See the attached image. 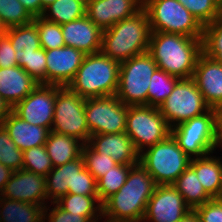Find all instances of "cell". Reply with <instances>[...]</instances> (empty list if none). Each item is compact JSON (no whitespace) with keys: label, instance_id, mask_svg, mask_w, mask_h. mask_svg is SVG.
Masks as SVG:
<instances>
[{"label":"cell","instance_id":"48","mask_svg":"<svg viewBox=\"0 0 222 222\" xmlns=\"http://www.w3.org/2000/svg\"><path fill=\"white\" fill-rule=\"evenodd\" d=\"M177 222H200L198 215L194 210H191L180 221Z\"/></svg>","mask_w":222,"mask_h":222},{"label":"cell","instance_id":"46","mask_svg":"<svg viewBox=\"0 0 222 222\" xmlns=\"http://www.w3.org/2000/svg\"><path fill=\"white\" fill-rule=\"evenodd\" d=\"M12 170L9 167L4 166L0 163V192L3 191L5 184L10 179L12 175Z\"/></svg>","mask_w":222,"mask_h":222},{"label":"cell","instance_id":"2","mask_svg":"<svg viewBox=\"0 0 222 222\" xmlns=\"http://www.w3.org/2000/svg\"><path fill=\"white\" fill-rule=\"evenodd\" d=\"M203 38L180 34L151 32L148 53L157 67L179 79L192 78Z\"/></svg>","mask_w":222,"mask_h":222},{"label":"cell","instance_id":"45","mask_svg":"<svg viewBox=\"0 0 222 222\" xmlns=\"http://www.w3.org/2000/svg\"><path fill=\"white\" fill-rule=\"evenodd\" d=\"M19 1L34 18L41 16V0H19Z\"/></svg>","mask_w":222,"mask_h":222},{"label":"cell","instance_id":"21","mask_svg":"<svg viewBox=\"0 0 222 222\" xmlns=\"http://www.w3.org/2000/svg\"><path fill=\"white\" fill-rule=\"evenodd\" d=\"M39 83L20 66L0 68V96L13 108Z\"/></svg>","mask_w":222,"mask_h":222},{"label":"cell","instance_id":"40","mask_svg":"<svg viewBox=\"0 0 222 222\" xmlns=\"http://www.w3.org/2000/svg\"><path fill=\"white\" fill-rule=\"evenodd\" d=\"M18 66L23 68L39 84H46V50L41 48L34 51V54L22 56Z\"/></svg>","mask_w":222,"mask_h":222},{"label":"cell","instance_id":"11","mask_svg":"<svg viewBox=\"0 0 222 222\" xmlns=\"http://www.w3.org/2000/svg\"><path fill=\"white\" fill-rule=\"evenodd\" d=\"M158 108L171 128L210 109L192 78L180 79Z\"/></svg>","mask_w":222,"mask_h":222},{"label":"cell","instance_id":"4","mask_svg":"<svg viewBox=\"0 0 222 222\" xmlns=\"http://www.w3.org/2000/svg\"><path fill=\"white\" fill-rule=\"evenodd\" d=\"M120 63L101 51L85 55L68 88L88 99L115 96L119 84Z\"/></svg>","mask_w":222,"mask_h":222},{"label":"cell","instance_id":"23","mask_svg":"<svg viewBox=\"0 0 222 222\" xmlns=\"http://www.w3.org/2000/svg\"><path fill=\"white\" fill-rule=\"evenodd\" d=\"M84 167L82 155L64 165L53 167L46 175L47 199L52 198L51 203H56L68 194V190H74L75 177Z\"/></svg>","mask_w":222,"mask_h":222},{"label":"cell","instance_id":"31","mask_svg":"<svg viewBox=\"0 0 222 222\" xmlns=\"http://www.w3.org/2000/svg\"><path fill=\"white\" fill-rule=\"evenodd\" d=\"M133 165L135 164H117L96 181L98 199L101 204L118 192L125 184Z\"/></svg>","mask_w":222,"mask_h":222},{"label":"cell","instance_id":"1","mask_svg":"<svg viewBox=\"0 0 222 222\" xmlns=\"http://www.w3.org/2000/svg\"><path fill=\"white\" fill-rule=\"evenodd\" d=\"M156 186L140 163L133 165L125 184L102 204L103 218L108 216L106 222H142Z\"/></svg>","mask_w":222,"mask_h":222},{"label":"cell","instance_id":"19","mask_svg":"<svg viewBox=\"0 0 222 222\" xmlns=\"http://www.w3.org/2000/svg\"><path fill=\"white\" fill-rule=\"evenodd\" d=\"M65 46L89 55L101 51L102 32L86 15L61 25Z\"/></svg>","mask_w":222,"mask_h":222},{"label":"cell","instance_id":"3","mask_svg":"<svg viewBox=\"0 0 222 222\" xmlns=\"http://www.w3.org/2000/svg\"><path fill=\"white\" fill-rule=\"evenodd\" d=\"M150 25L142 8L135 15L103 30L101 52L119 63L148 52Z\"/></svg>","mask_w":222,"mask_h":222},{"label":"cell","instance_id":"15","mask_svg":"<svg viewBox=\"0 0 222 222\" xmlns=\"http://www.w3.org/2000/svg\"><path fill=\"white\" fill-rule=\"evenodd\" d=\"M0 195L45 208L44 201L47 200L46 176L25 169L13 171Z\"/></svg>","mask_w":222,"mask_h":222},{"label":"cell","instance_id":"41","mask_svg":"<svg viewBox=\"0 0 222 222\" xmlns=\"http://www.w3.org/2000/svg\"><path fill=\"white\" fill-rule=\"evenodd\" d=\"M68 193L77 195L98 196L96 179L84 167L75 177L74 190H68Z\"/></svg>","mask_w":222,"mask_h":222},{"label":"cell","instance_id":"9","mask_svg":"<svg viewBox=\"0 0 222 222\" xmlns=\"http://www.w3.org/2000/svg\"><path fill=\"white\" fill-rule=\"evenodd\" d=\"M137 152L164 141L171 135V127L158 107L128 106L126 131Z\"/></svg>","mask_w":222,"mask_h":222},{"label":"cell","instance_id":"53","mask_svg":"<svg viewBox=\"0 0 222 222\" xmlns=\"http://www.w3.org/2000/svg\"><path fill=\"white\" fill-rule=\"evenodd\" d=\"M77 1L80 2V3H82L85 7H87L88 2H89L90 0H77Z\"/></svg>","mask_w":222,"mask_h":222},{"label":"cell","instance_id":"10","mask_svg":"<svg viewBox=\"0 0 222 222\" xmlns=\"http://www.w3.org/2000/svg\"><path fill=\"white\" fill-rule=\"evenodd\" d=\"M51 131L72 136L86 144L90 132L85 114V98L61 87L56 94Z\"/></svg>","mask_w":222,"mask_h":222},{"label":"cell","instance_id":"24","mask_svg":"<svg viewBox=\"0 0 222 222\" xmlns=\"http://www.w3.org/2000/svg\"><path fill=\"white\" fill-rule=\"evenodd\" d=\"M75 137L49 131L45 148L53 167L64 165L82 155L83 143Z\"/></svg>","mask_w":222,"mask_h":222},{"label":"cell","instance_id":"52","mask_svg":"<svg viewBox=\"0 0 222 222\" xmlns=\"http://www.w3.org/2000/svg\"><path fill=\"white\" fill-rule=\"evenodd\" d=\"M220 145H222V117L220 120Z\"/></svg>","mask_w":222,"mask_h":222},{"label":"cell","instance_id":"17","mask_svg":"<svg viewBox=\"0 0 222 222\" xmlns=\"http://www.w3.org/2000/svg\"><path fill=\"white\" fill-rule=\"evenodd\" d=\"M192 79L202 92L205 103L222 113V63L201 53Z\"/></svg>","mask_w":222,"mask_h":222},{"label":"cell","instance_id":"36","mask_svg":"<svg viewBox=\"0 0 222 222\" xmlns=\"http://www.w3.org/2000/svg\"><path fill=\"white\" fill-rule=\"evenodd\" d=\"M33 21L37 24L41 48L51 50L65 46L60 24L50 22L41 16L35 17Z\"/></svg>","mask_w":222,"mask_h":222},{"label":"cell","instance_id":"32","mask_svg":"<svg viewBox=\"0 0 222 222\" xmlns=\"http://www.w3.org/2000/svg\"><path fill=\"white\" fill-rule=\"evenodd\" d=\"M180 79L157 68L151 77L147 93V105L159 107L173 91Z\"/></svg>","mask_w":222,"mask_h":222},{"label":"cell","instance_id":"35","mask_svg":"<svg viewBox=\"0 0 222 222\" xmlns=\"http://www.w3.org/2000/svg\"><path fill=\"white\" fill-rule=\"evenodd\" d=\"M0 19L7 28L29 24L34 17L19 0H0Z\"/></svg>","mask_w":222,"mask_h":222},{"label":"cell","instance_id":"34","mask_svg":"<svg viewBox=\"0 0 222 222\" xmlns=\"http://www.w3.org/2000/svg\"><path fill=\"white\" fill-rule=\"evenodd\" d=\"M202 50L208 57L222 63V17L204 26Z\"/></svg>","mask_w":222,"mask_h":222},{"label":"cell","instance_id":"12","mask_svg":"<svg viewBox=\"0 0 222 222\" xmlns=\"http://www.w3.org/2000/svg\"><path fill=\"white\" fill-rule=\"evenodd\" d=\"M128 106L116 96L85 99V114L90 136L126 131Z\"/></svg>","mask_w":222,"mask_h":222},{"label":"cell","instance_id":"28","mask_svg":"<svg viewBox=\"0 0 222 222\" xmlns=\"http://www.w3.org/2000/svg\"><path fill=\"white\" fill-rule=\"evenodd\" d=\"M6 35L10 38L15 56L19 62L20 57L34 54L41 49L37 24L32 21L29 24L7 28Z\"/></svg>","mask_w":222,"mask_h":222},{"label":"cell","instance_id":"47","mask_svg":"<svg viewBox=\"0 0 222 222\" xmlns=\"http://www.w3.org/2000/svg\"><path fill=\"white\" fill-rule=\"evenodd\" d=\"M11 111L12 108L10 105H8L7 102L0 96V126Z\"/></svg>","mask_w":222,"mask_h":222},{"label":"cell","instance_id":"7","mask_svg":"<svg viewBox=\"0 0 222 222\" xmlns=\"http://www.w3.org/2000/svg\"><path fill=\"white\" fill-rule=\"evenodd\" d=\"M139 154V163L157 185H171L190 165L191 159L170 135Z\"/></svg>","mask_w":222,"mask_h":222},{"label":"cell","instance_id":"49","mask_svg":"<svg viewBox=\"0 0 222 222\" xmlns=\"http://www.w3.org/2000/svg\"><path fill=\"white\" fill-rule=\"evenodd\" d=\"M56 0H41V15L46 7L54 3Z\"/></svg>","mask_w":222,"mask_h":222},{"label":"cell","instance_id":"38","mask_svg":"<svg viewBox=\"0 0 222 222\" xmlns=\"http://www.w3.org/2000/svg\"><path fill=\"white\" fill-rule=\"evenodd\" d=\"M0 163L12 171L23 167V151L16 146L2 125L0 126Z\"/></svg>","mask_w":222,"mask_h":222},{"label":"cell","instance_id":"20","mask_svg":"<svg viewBox=\"0 0 222 222\" xmlns=\"http://www.w3.org/2000/svg\"><path fill=\"white\" fill-rule=\"evenodd\" d=\"M87 144L94 151L112 157L118 164L139 163V153L125 132L91 135Z\"/></svg>","mask_w":222,"mask_h":222},{"label":"cell","instance_id":"51","mask_svg":"<svg viewBox=\"0 0 222 222\" xmlns=\"http://www.w3.org/2000/svg\"><path fill=\"white\" fill-rule=\"evenodd\" d=\"M215 199L222 201V182H221V187H220L219 193Z\"/></svg>","mask_w":222,"mask_h":222},{"label":"cell","instance_id":"22","mask_svg":"<svg viewBox=\"0 0 222 222\" xmlns=\"http://www.w3.org/2000/svg\"><path fill=\"white\" fill-rule=\"evenodd\" d=\"M2 126L21 151L45 145L49 134L47 128L29 124L13 111L6 117Z\"/></svg>","mask_w":222,"mask_h":222},{"label":"cell","instance_id":"29","mask_svg":"<svg viewBox=\"0 0 222 222\" xmlns=\"http://www.w3.org/2000/svg\"><path fill=\"white\" fill-rule=\"evenodd\" d=\"M95 202H99V204H97V207L94 206ZM56 203L66 212L85 216L91 222H96L99 216L100 218L103 217V207L98 199V196H87L68 193ZM97 211L99 212V215L96 213Z\"/></svg>","mask_w":222,"mask_h":222},{"label":"cell","instance_id":"6","mask_svg":"<svg viewBox=\"0 0 222 222\" xmlns=\"http://www.w3.org/2000/svg\"><path fill=\"white\" fill-rule=\"evenodd\" d=\"M151 32L203 38L204 27L178 0H144Z\"/></svg>","mask_w":222,"mask_h":222},{"label":"cell","instance_id":"5","mask_svg":"<svg viewBox=\"0 0 222 222\" xmlns=\"http://www.w3.org/2000/svg\"><path fill=\"white\" fill-rule=\"evenodd\" d=\"M222 113L210 108L171 128V135L179 147L190 157H204L220 146V120Z\"/></svg>","mask_w":222,"mask_h":222},{"label":"cell","instance_id":"42","mask_svg":"<svg viewBox=\"0 0 222 222\" xmlns=\"http://www.w3.org/2000/svg\"><path fill=\"white\" fill-rule=\"evenodd\" d=\"M200 222H222V201L215 198L194 209Z\"/></svg>","mask_w":222,"mask_h":222},{"label":"cell","instance_id":"33","mask_svg":"<svg viewBox=\"0 0 222 222\" xmlns=\"http://www.w3.org/2000/svg\"><path fill=\"white\" fill-rule=\"evenodd\" d=\"M204 27L222 17L218 0H178Z\"/></svg>","mask_w":222,"mask_h":222},{"label":"cell","instance_id":"27","mask_svg":"<svg viewBox=\"0 0 222 222\" xmlns=\"http://www.w3.org/2000/svg\"><path fill=\"white\" fill-rule=\"evenodd\" d=\"M0 205L3 209H0L2 222H45L43 219L44 208L40 205L16 201L1 196Z\"/></svg>","mask_w":222,"mask_h":222},{"label":"cell","instance_id":"13","mask_svg":"<svg viewBox=\"0 0 222 222\" xmlns=\"http://www.w3.org/2000/svg\"><path fill=\"white\" fill-rule=\"evenodd\" d=\"M62 86L39 84L12 111L32 125L45 127L51 131L54 117L56 94Z\"/></svg>","mask_w":222,"mask_h":222},{"label":"cell","instance_id":"25","mask_svg":"<svg viewBox=\"0 0 222 222\" xmlns=\"http://www.w3.org/2000/svg\"><path fill=\"white\" fill-rule=\"evenodd\" d=\"M207 154L204 157L192 158L190 166L195 170L196 175L205 191L216 198L222 182V161Z\"/></svg>","mask_w":222,"mask_h":222},{"label":"cell","instance_id":"44","mask_svg":"<svg viewBox=\"0 0 222 222\" xmlns=\"http://www.w3.org/2000/svg\"><path fill=\"white\" fill-rule=\"evenodd\" d=\"M15 53L10 38L7 35L0 37V68L18 66Z\"/></svg>","mask_w":222,"mask_h":222},{"label":"cell","instance_id":"43","mask_svg":"<svg viewBox=\"0 0 222 222\" xmlns=\"http://www.w3.org/2000/svg\"><path fill=\"white\" fill-rule=\"evenodd\" d=\"M54 208L51 209V212L49 214L47 213V210H49L47 207L43 210V219L48 217V222H91L87 217L82 215H75L69 212H66L63 210L57 203Z\"/></svg>","mask_w":222,"mask_h":222},{"label":"cell","instance_id":"30","mask_svg":"<svg viewBox=\"0 0 222 222\" xmlns=\"http://www.w3.org/2000/svg\"><path fill=\"white\" fill-rule=\"evenodd\" d=\"M50 13V15L48 13ZM86 15V7L77 0H56L43 11L41 17L60 25Z\"/></svg>","mask_w":222,"mask_h":222},{"label":"cell","instance_id":"50","mask_svg":"<svg viewBox=\"0 0 222 222\" xmlns=\"http://www.w3.org/2000/svg\"><path fill=\"white\" fill-rule=\"evenodd\" d=\"M6 32H7V27L4 25V23L0 19V37L5 36Z\"/></svg>","mask_w":222,"mask_h":222},{"label":"cell","instance_id":"14","mask_svg":"<svg viewBox=\"0 0 222 222\" xmlns=\"http://www.w3.org/2000/svg\"><path fill=\"white\" fill-rule=\"evenodd\" d=\"M190 211L191 209L172 184L157 185L147 203L143 221L177 222Z\"/></svg>","mask_w":222,"mask_h":222},{"label":"cell","instance_id":"37","mask_svg":"<svg viewBox=\"0 0 222 222\" xmlns=\"http://www.w3.org/2000/svg\"><path fill=\"white\" fill-rule=\"evenodd\" d=\"M27 171L46 176L53 165L45 145L32 147L23 151V167Z\"/></svg>","mask_w":222,"mask_h":222},{"label":"cell","instance_id":"26","mask_svg":"<svg viewBox=\"0 0 222 222\" xmlns=\"http://www.w3.org/2000/svg\"><path fill=\"white\" fill-rule=\"evenodd\" d=\"M191 210L213 199L201 185L195 170L189 165L172 184Z\"/></svg>","mask_w":222,"mask_h":222},{"label":"cell","instance_id":"8","mask_svg":"<svg viewBox=\"0 0 222 222\" xmlns=\"http://www.w3.org/2000/svg\"><path fill=\"white\" fill-rule=\"evenodd\" d=\"M157 64L146 52L120 63L116 97L127 106L147 105L150 80Z\"/></svg>","mask_w":222,"mask_h":222},{"label":"cell","instance_id":"18","mask_svg":"<svg viewBox=\"0 0 222 222\" xmlns=\"http://www.w3.org/2000/svg\"><path fill=\"white\" fill-rule=\"evenodd\" d=\"M143 8L141 0H90L86 16L101 30L135 15Z\"/></svg>","mask_w":222,"mask_h":222},{"label":"cell","instance_id":"39","mask_svg":"<svg viewBox=\"0 0 222 222\" xmlns=\"http://www.w3.org/2000/svg\"><path fill=\"white\" fill-rule=\"evenodd\" d=\"M82 157L85 168L94 176L96 181L118 164L112 157L94 151L87 143L83 145Z\"/></svg>","mask_w":222,"mask_h":222},{"label":"cell","instance_id":"16","mask_svg":"<svg viewBox=\"0 0 222 222\" xmlns=\"http://www.w3.org/2000/svg\"><path fill=\"white\" fill-rule=\"evenodd\" d=\"M86 54L70 46L46 50V84L66 87Z\"/></svg>","mask_w":222,"mask_h":222}]
</instances>
